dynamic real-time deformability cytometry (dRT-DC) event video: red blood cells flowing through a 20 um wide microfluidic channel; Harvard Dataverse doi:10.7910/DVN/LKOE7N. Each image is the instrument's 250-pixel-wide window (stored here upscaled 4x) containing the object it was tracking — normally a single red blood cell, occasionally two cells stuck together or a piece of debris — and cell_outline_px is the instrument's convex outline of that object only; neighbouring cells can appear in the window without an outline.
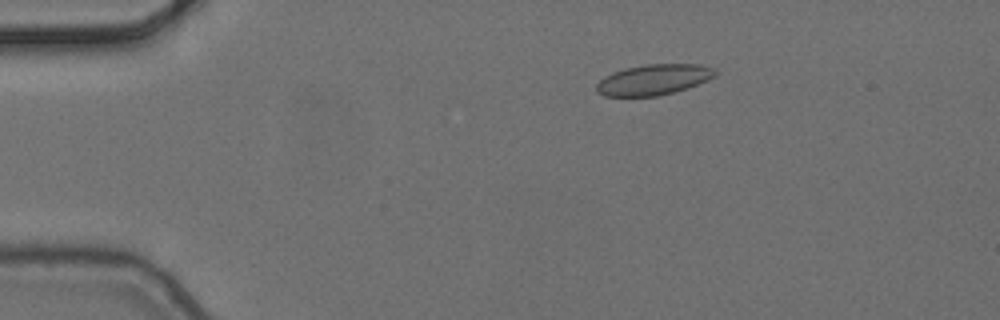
{"species": "common noctule bat (a hibernating species)", "species_latin": "Nyctalus noctula", "temperature_condition": "cold", "stored_images_in_passage": 5, "camera_frame_rate_fps": 3000, "um_per_image_px": 0.085, "animal": {"sex": "female", "body_mass_g": 24.6, "forearm_length_mm": 56.2}, "frame": {"image": 1, "passage_image": 3, "time_ms": 0.667, "image_size_px": [1000, 320], "cell_outline_px": [[716, 76], [708, 80], [688, 88], [656, 96], [604, 96], [596, 92], [596, 84], [604, 76], [612, 72], [624, 68], [644, 64], [700, 64], [716, 68]], "centroid_in_image_um": [55.56, 6.76], "position_along_channel_um": 29.4, "area_um2": 21.39}}